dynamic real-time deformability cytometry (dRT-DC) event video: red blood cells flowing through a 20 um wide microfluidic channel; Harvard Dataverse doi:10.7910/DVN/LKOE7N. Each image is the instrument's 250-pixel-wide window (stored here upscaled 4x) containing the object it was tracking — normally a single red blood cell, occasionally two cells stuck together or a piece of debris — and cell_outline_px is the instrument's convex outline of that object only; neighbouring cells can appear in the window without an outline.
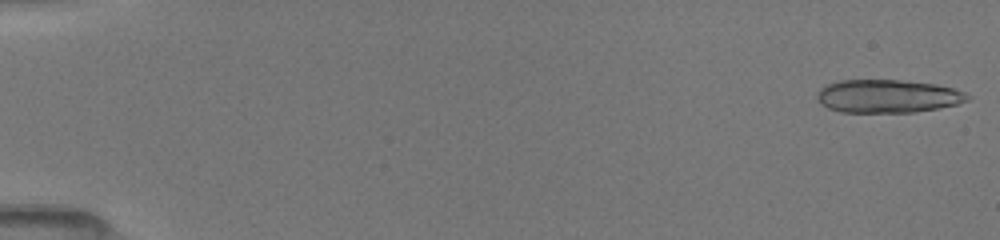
{"species": "common noctule bat (a hibernating species)", "species_latin": "Nyctalus noctula", "temperature_condition": "room temperature", "stored_images_in_passage": 44, "camera_frame_rate_fps": 3000, "um_per_image_px": 0.085, "animal": {"sex": "female", "body_mass_g": 19.5, "forearm_length_mm": 54.1}, "frame": {"image": 1, "passage_image": 1, "time_ms": 0.0, "image_size_px": [1000, 240], "cell_outline_px": [[972, 96], [968, 100], [956, 104], [916, 112], [840, 112], [828, 108], [816, 96], [820, 88], [824, 84], [840, 80], [900, 80], [936, 84], [952, 88], [964, 92]], "centroid_in_image_um": [75.45, 8.17], "position_along_channel_um": 9.6, "area_um2": 28.96}}